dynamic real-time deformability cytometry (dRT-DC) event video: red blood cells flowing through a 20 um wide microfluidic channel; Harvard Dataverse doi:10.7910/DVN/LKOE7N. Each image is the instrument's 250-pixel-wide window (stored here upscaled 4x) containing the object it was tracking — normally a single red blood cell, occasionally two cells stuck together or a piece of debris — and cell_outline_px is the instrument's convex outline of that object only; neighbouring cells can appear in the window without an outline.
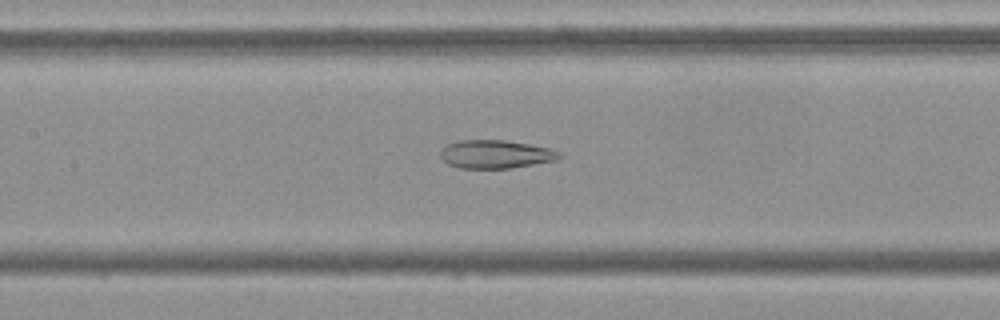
{"species": "Egyptian fruit bat (a non-hibernating species)", "species_latin": "Rousettus aegyptiacus", "temperature_condition": "cold", "stored_images_in_passage": 30, "camera_frame_rate_fps": 3000, "um_per_image_px": 0.085, "frame": {"image": 1, "passage_image": 11, "time_ms": 3.333, "image_size_px": [1000, 320], "cell_outline_px": [[560, 156], [556, 160], [512, 168], [460, 168], [448, 164], [440, 156], [440, 152], [448, 144], [460, 140], [504, 140], [528, 144], [548, 148], [560, 152]], "centroid_in_image_um": [42.11, 13.11], "position_along_channel_um": 165.3, "area_um2": 19.36}}
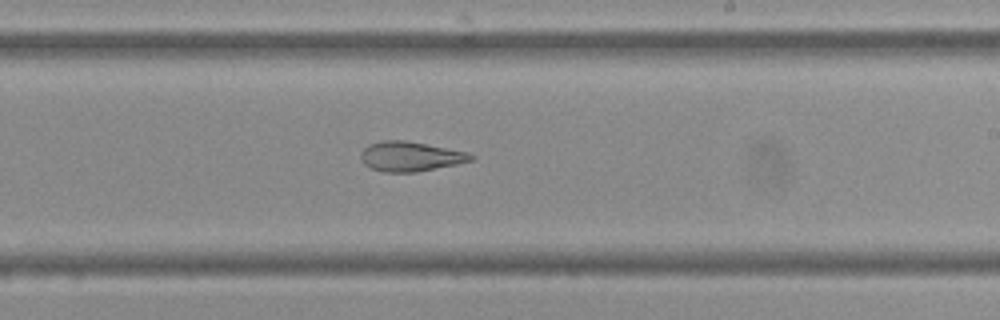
{"frame": {"image": 2, "passage_image": 18, "time_ms": 5.667, "image_size_px": [1000, 320], "cell_outline_px": [[476, 156], [472, 160], [456, 164], [416, 172], [384, 172], [372, 168], [364, 164], [360, 156], [360, 152], [368, 144], [384, 140], [404, 140], [468, 152]], "centroid_in_image_um": [34.86, 13.29], "position_along_channel_um": 254.1, "area_um2": 18.96}}
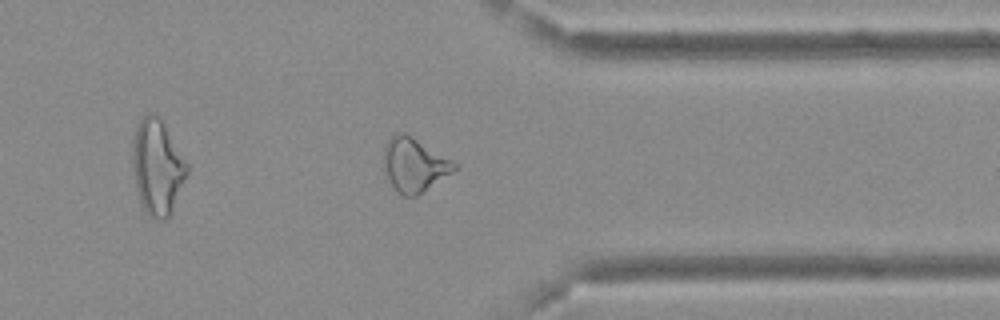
{"frame": {"image": 3, "passage_image": 28, "time_ms": 9.0, "image_size_px": [1000, 320], "cell_outline_px": [[456, 168], [452, 172], [416, 196], [404, 196], [396, 192], [388, 180], [384, 164], [384, 144], [392, 136], [400, 132], [404, 132], [452, 160], [456, 164]], "centroid_in_image_um": [35.17, 14.02], "position_along_channel_um": 376.2, "area_um2": 21.73}}